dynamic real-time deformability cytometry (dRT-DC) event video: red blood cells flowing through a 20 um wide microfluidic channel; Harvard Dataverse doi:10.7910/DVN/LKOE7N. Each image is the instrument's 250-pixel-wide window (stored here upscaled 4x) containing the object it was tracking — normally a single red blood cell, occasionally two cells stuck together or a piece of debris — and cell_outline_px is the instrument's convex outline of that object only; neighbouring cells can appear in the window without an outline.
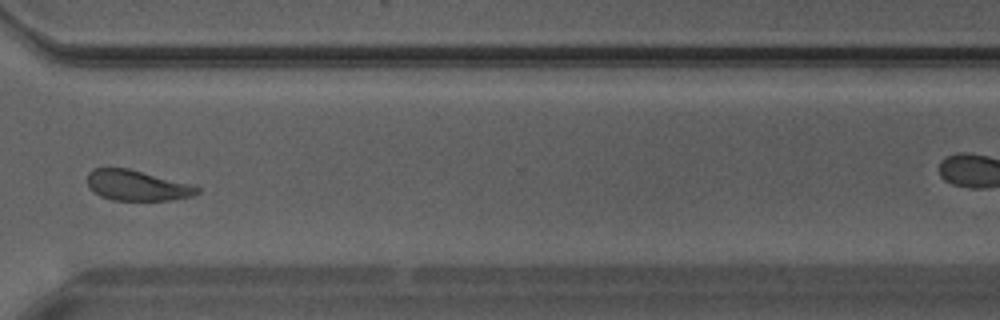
{"species": "Egyptian fruit bat (a non-hibernating species)", "species_latin": "Rousettus aegyptiacus", "temperature_condition": "warm", "stored_images_in_passage": 31, "camera_frame_rate_fps": 3000, "um_per_image_px": 0.085, "animal": {"sex": "male"}, "frame": {"image": 1, "passage_image": 22, "time_ms": 7.0, "image_size_px": [1000, 320], "cell_outline_px": [[200, 192], [192, 196], [172, 200], [112, 200], [100, 196], [88, 184], [88, 172], [92, 168], [128, 168], [200, 188]], "centroid_in_image_um": [11.6, 15.77], "position_along_channel_um": 359.0, "area_um2": 18.96}}